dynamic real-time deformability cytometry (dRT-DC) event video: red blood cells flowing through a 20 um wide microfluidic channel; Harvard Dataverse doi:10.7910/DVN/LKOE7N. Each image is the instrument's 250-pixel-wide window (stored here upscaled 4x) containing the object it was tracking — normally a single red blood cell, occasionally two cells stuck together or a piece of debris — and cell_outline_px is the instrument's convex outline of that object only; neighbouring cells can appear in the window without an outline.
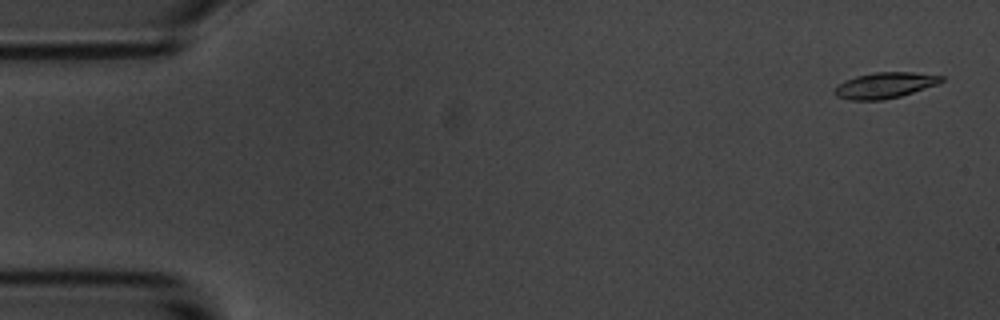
{"species": "common noctule bat (a hibernating species)", "species_latin": "Nyctalus noctula", "temperature_condition": "room temperature", "stored_images_in_passage": 56, "camera_frame_rate_fps": 3000, "um_per_image_px": 0.085, "animal": {"sex": "male", "body_mass_g": 20.1, "forearm_length_mm": 53.5}, "frame": {"image": 1, "passage_image": 2, "time_ms": 0.333, "image_size_px": [1000, 320], "cell_outline_px": [[944, 80], [936, 84], [900, 96], [884, 100], [848, 100], [836, 96], [832, 92], [844, 80], [856, 76], [872, 72], [912, 72], [944, 76]], "centroid_in_image_um": [75.17, 7.25], "position_along_channel_um": 9.8, "area_um2": 16.01}}
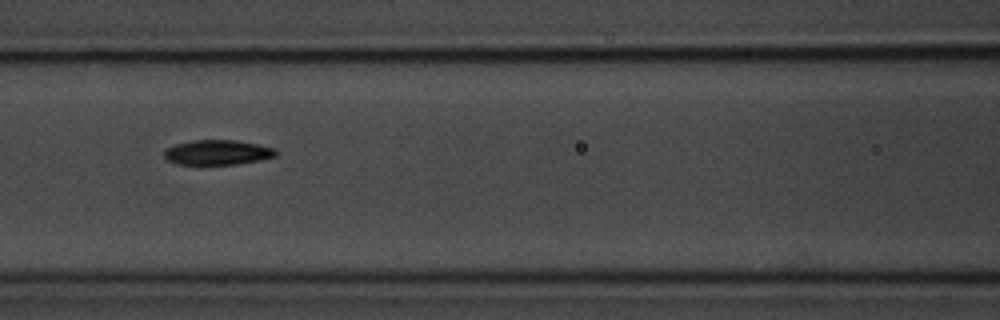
{"frame": {"image": 2, "passage_image": 24, "time_ms": 7.667, "image_size_px": [1000, 320], "cell_outline_px": [[280, 152], [276, 156], [260, 160], [236, 164], [176, 164], [168, 160], [164, 156], [164, 148], [176, 144], [192, 140], [236, 140], [276, 148]], "centroid_in_image_um": [18.51, 12.95], "position_along_channel_um": 148.1, "area_um2": 16.3}}
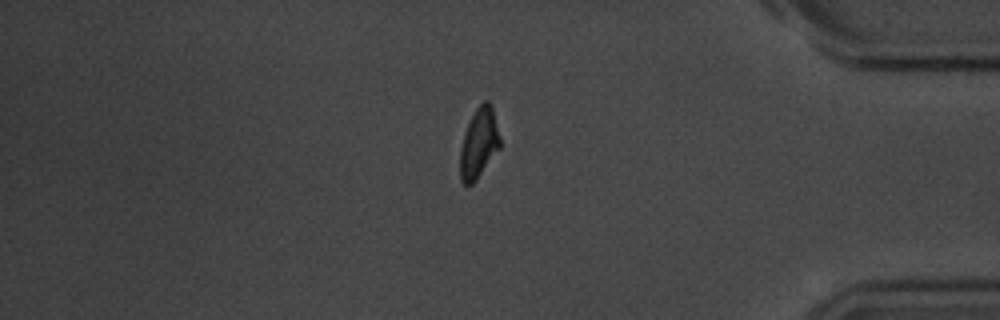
{"frame": {"image": 3, "passage_image": 47, "time_ms": 15.333, "image_size_px": [1000, 320], "cell_outline_px": [[500, 148], [476, 180], [472, 184], [464, 184], [460, 180], [460, 148], [468, 124], [476, 108], [484, 100], [488, 100], [492, 104], [500, 140]], "centroid_in_image_um": [40.71, 12.17], "position_along_channel_um": 394.5, "area_um2": 16.13}}